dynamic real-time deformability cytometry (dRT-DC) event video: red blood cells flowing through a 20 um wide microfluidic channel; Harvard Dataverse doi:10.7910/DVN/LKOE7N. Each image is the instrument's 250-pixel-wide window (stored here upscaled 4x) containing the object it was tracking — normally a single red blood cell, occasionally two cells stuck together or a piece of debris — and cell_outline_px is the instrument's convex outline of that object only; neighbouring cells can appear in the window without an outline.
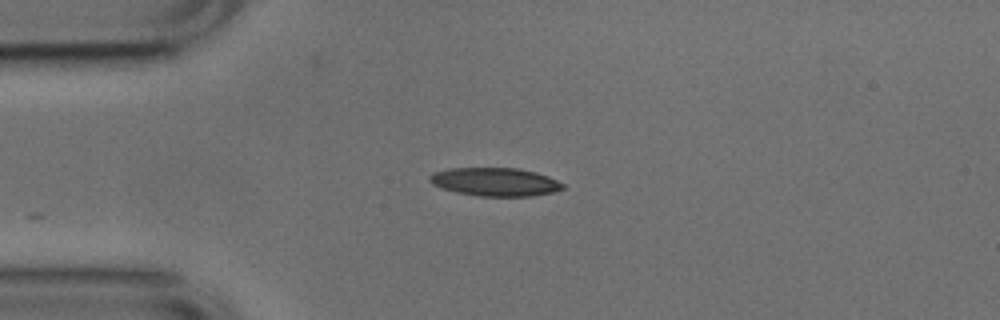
{"species": "common noctule bat (a hibernating species)", "species_latin": "Nyctalus noctula", "temperature_condition": "cold", "stored_images_in_passage": 11, "camera_frame_rate_fps": 3000, "um_per_image_px": 0.085, "animal": {"sex": "male", "body_mass_g": 17.9, "forearm_length_mm": 54.2}, "frame": {"image": 1, "passage_image": 1, "time_ms": 0.0, "image_size_px": [1000, 320], "cell_outline_px": [[564, 188], [552, 192], [532, 196], [480, 196], [456, 192], [432, 184], [428, 180], [428, 176], [432, 172], [448, 168], [520, 168], [536, 172], [548, 176], [564, 184]], "centroid_in_image_um": [42.06, 15.45], "position_along_channel_um": 42.9, "area_um2": 22.02}}